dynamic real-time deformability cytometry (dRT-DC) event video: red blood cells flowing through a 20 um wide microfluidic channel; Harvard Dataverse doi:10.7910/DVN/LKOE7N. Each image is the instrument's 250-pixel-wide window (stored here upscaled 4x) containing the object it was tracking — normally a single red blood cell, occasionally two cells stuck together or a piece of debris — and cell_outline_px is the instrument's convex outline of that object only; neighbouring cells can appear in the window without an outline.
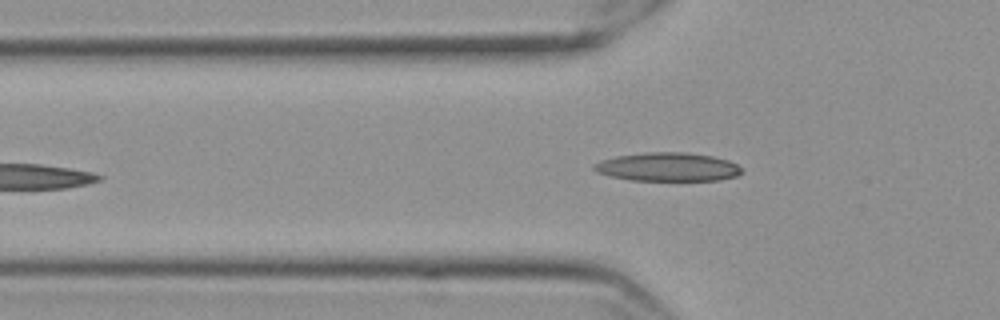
{"species": "Egyptian fruit bat (a non-hibernating species)", "species_latin": "Rousettus aegyptiacus", "temperature_condition": "cold", "stored_images_in_passage": 36, "camera_frame_rate_fps": 3000, "um_per_image_px": 0.085, "frame": {"image": 1, "passage_image": 6, "time_ms": 1.667, "image_size_px": [1000, 320], "cell_outline_px": [[744, 172], [736, 176], [720, 180], [632, 180], [608, 176], [596, 172], [592, 168], [592, 164], [600, 160], [616, 156], [644, 152], [684, 152], [712, 156], [728, 160], [736, 164]], "centroid_in_image_um": [56.71, 14.18], "position_along_channel_um": 69.1, "area_um2": 24.74}}
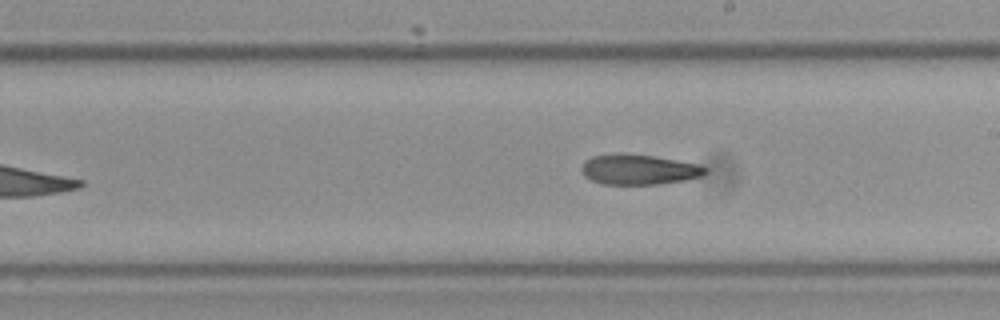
{"frame": {"image": 2, "passage_image": 20, "time_ms": 6.333, "image_size_px": [1000, 320], "cell_outline_px": [[708, 172], [700, 176], [684, 180], [660, 184], [604, 184], [592, 180], [584, 176], [580, 168], [584, 160], [592, 156], [652, 156], [700, 164], [708, 168]], "centroid_in_image_um": [54.34, 14.45], "position_along_channel_um": 234.7, "area_um2": 21.1}}
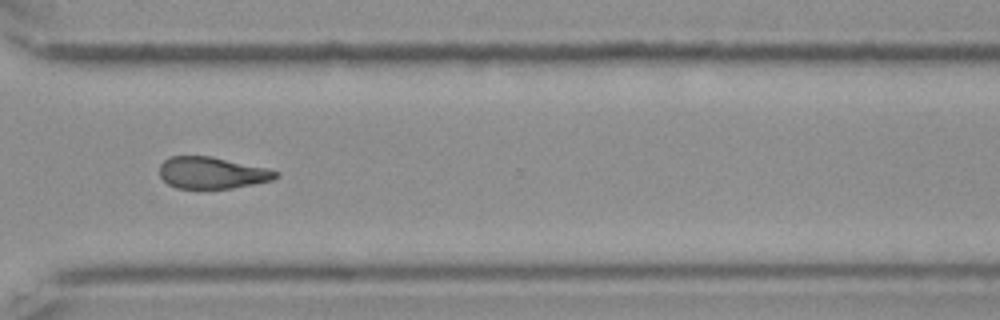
{"frame": {"image": 3, "passage_image": 30, "time_ms": 9.667, "image_size_px": [1000, 320], "cell_outline_px": [[280, 176], [272, 180], [232, 188], [176, 188], [168, 184], [160, 176], [160, 164], [164, 160], [172, 156], [208, 156], [264, 168], [276, 172]], "centroid_in_image_um": [17.96, 14.7], "position_along_channel_um": 352.6, "area_um2": 20.98}}